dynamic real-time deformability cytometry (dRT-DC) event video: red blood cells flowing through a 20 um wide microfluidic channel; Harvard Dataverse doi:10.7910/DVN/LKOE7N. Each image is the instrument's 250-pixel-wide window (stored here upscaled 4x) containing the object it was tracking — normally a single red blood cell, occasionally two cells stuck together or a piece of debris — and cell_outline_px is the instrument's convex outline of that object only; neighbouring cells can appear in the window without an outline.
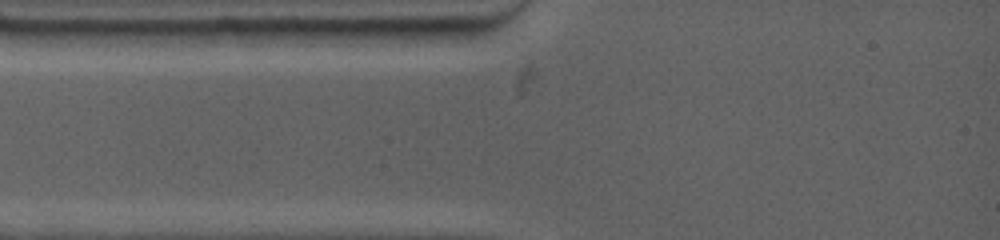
{"species": "common noctule bat (a hibernating species)", "species_latin": "Nyctalus noctula", "temperature_condition": "warm", "stored_images_in_passage": 1, "camera_frame_rate_fps": 4500, "um_per_image_px": 0.085, "animal": {"sex": "female", "body_mass_g": 19.0, "forearm_length_mm": 53.3}, "frame": {"image": 1, "passage_image": 1, "time_ms": 0.0, "image_size_px": [1000, 240], "cell_outline_px": [[188, 32], [172, 48], [88, 48], [60, 32], [76, 28], [120, 28]], "centroid_in_image_um": [10.58, 3.22], "position_along_channel_um": 74.4, "area_um2": 14.74}}